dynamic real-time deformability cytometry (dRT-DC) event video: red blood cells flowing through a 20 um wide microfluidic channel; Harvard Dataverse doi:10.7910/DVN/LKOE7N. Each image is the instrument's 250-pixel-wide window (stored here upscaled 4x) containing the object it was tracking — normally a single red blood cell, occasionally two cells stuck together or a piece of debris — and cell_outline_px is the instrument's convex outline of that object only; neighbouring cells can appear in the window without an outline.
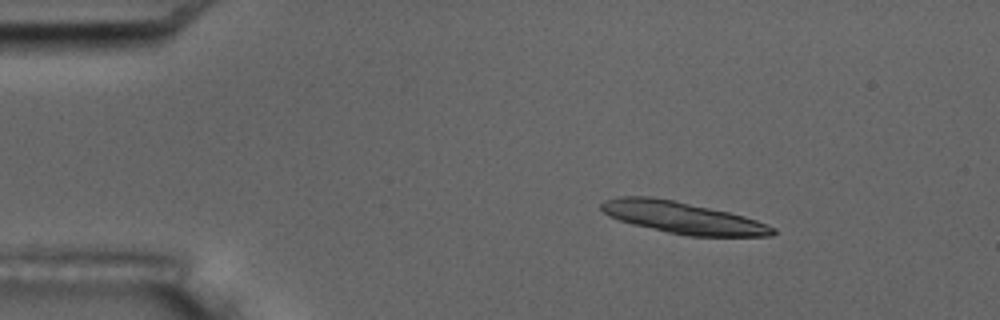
{"species": "common noctule bat (a hibernating species)", "species_latin": "Nyctalus noctula", "temperature_condition": "room temperature", "stored_images_in_passage": 6, "camera_frame_rate_fps": 3000, "um_per_image_px": 0.085, "animal": {"sex": "male", "body_mass_g": 17.5, "forearm_length_mm": 52.3}, "frame": {"image": 1, "passage_image": 3, "time_ms": 2.333, "image_size_px": [1000, 320], "cell_outline_px": [[776, 232], [772, 236], [688, 236], [668, 232], [632, 224], [608, 216], [600, 208], [600, 204], [604, 200], [620, 196], [652, 196], [672, 200], [728, 212], [744, 216], [768, 224], [776, 228]], "centroid_in_image_um": [58.02, 18.5], "position_along_channel_um": 27.0, "area_um2": 31.56}}
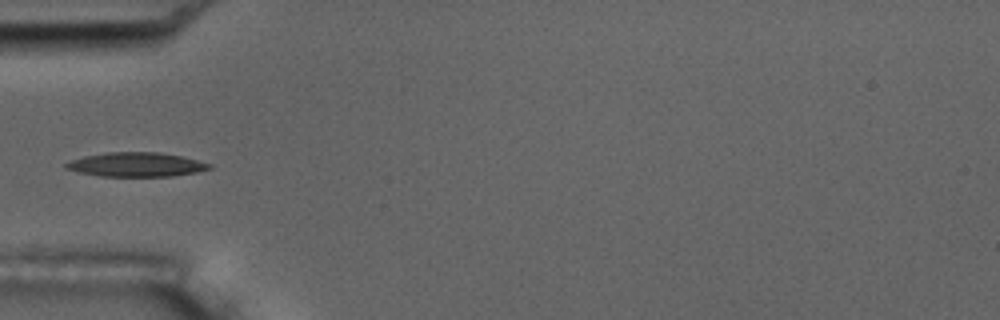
{"frame": {"image": 2, "passage_image": 6, "time_ms": 5.667, "image_size_px": [1000, 320], "cell_outline_px": [[212, 168], [196, 172], [172, 176], [100, 176], [80, 172], [64, 168], [64, 164], [72, 160], [84, 156], [108, 152], [160, 152], [180, 156], [212, 164]], "centroid_in_image_um": [11.57, 13.98], "position_along_channel_um": 73.4, "area_um2": 20.06}}